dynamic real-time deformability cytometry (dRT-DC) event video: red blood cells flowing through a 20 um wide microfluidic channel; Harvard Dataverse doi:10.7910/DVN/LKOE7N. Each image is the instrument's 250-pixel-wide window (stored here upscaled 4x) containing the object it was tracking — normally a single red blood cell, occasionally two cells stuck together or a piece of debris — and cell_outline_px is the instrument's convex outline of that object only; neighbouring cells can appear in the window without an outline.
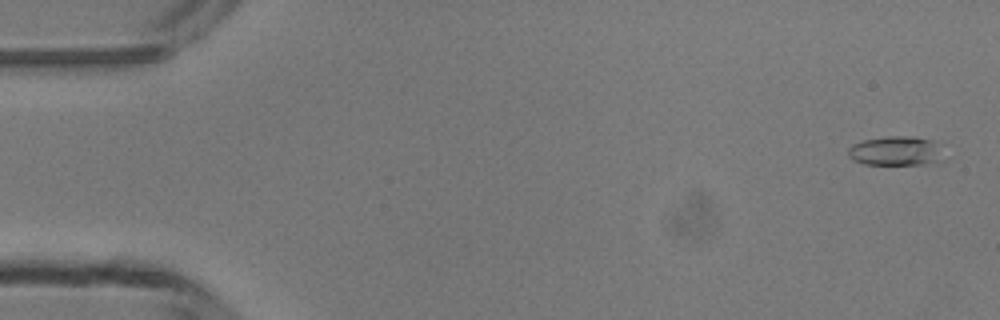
{"species": "common noctule bat (a hibernating species)", "species_latin": "Nyctalus noctula", "temperature_condition": "room temperature", "stored_images_in_passage": 5, "camera_frame_rate_fps": 3000, "um_per_image_px": 0.085, "animal": {"sex": "male", "body_mass_g": 13.3}, "frame": {"image": 1, "passage_image": 1, "time_ms": 0.0, "image_size_px": [1000, 320], "cell_outline_px": [[944, 160], [936, 164], [864, 164], [852, 160], [848, 156], [848, 148], [852, 144], [864, 140], [888, 136], [912, 136], [932, 140]], "centroid_in_image_um": [76.11, 12.84], "position_along_channel_um": 8.9, "area_um2": 16.3}}
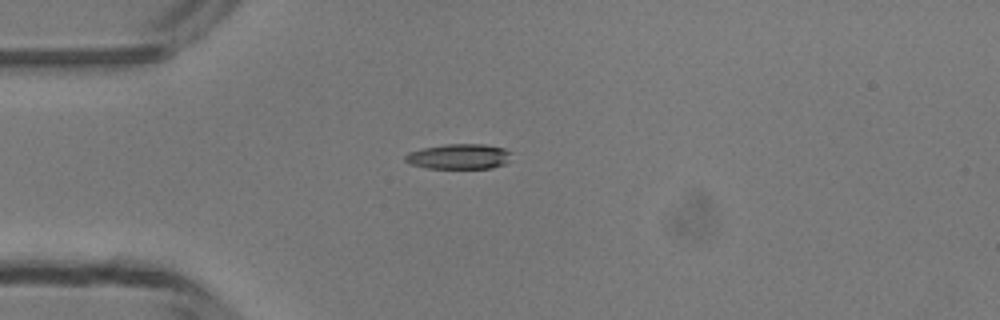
{"frame": {"image": 2, "passage_image": 4, "time_ms": 3.667, "image_size_px": [1000, 320], "cell_outline_px": [[512, 152], [508, 160], [504, 164], [492, 168], [428, 168], [412, 164], [404, 160], [404, 156], [408, 152], [424, 148], [448, 144], [484, 144], [504, 148]], "centroid_in_image_um": [39.03, 13.3], "position_along_channel_um": 46.0, "area_um2": 15.49}}